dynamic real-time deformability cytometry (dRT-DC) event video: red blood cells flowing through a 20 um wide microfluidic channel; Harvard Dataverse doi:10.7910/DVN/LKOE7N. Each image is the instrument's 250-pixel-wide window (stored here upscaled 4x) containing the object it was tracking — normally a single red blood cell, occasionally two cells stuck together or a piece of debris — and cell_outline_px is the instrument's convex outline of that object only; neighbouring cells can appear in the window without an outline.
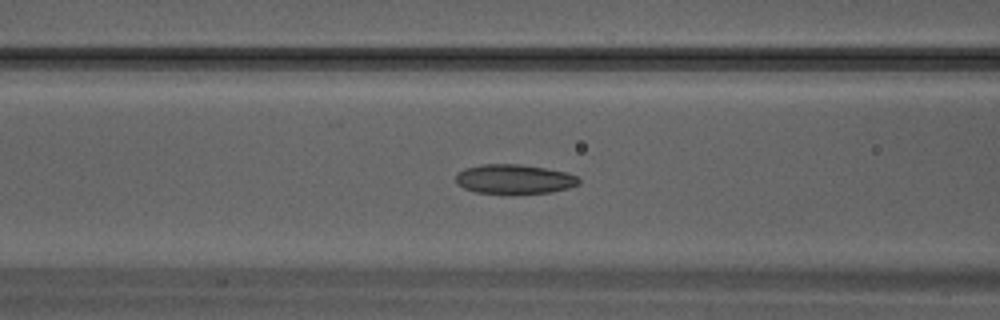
{"species": "Egyptian fruit bat (a non-hibernating species)", "species_latin": "Rousettus aegyptiacus", "temperature_condition": "warm", "stored_images_in_passage": 30, "camera_frame_rate_fps": 3000, "um_per_image_px": 0.085, "animal": {"sex": "male"}, "frame": {"image": 1, "passage_image": 10, "time_ms": 3.0, "image_size_px": [1000, 320], "cell_outline_px": [[580, 184], [568, 188], [552, 192], [512, 196], [476, 192], [464, 188], [456, 184], [456, 172], [464, 168], [480, 164], [520, 164], [544, 168], [564, 172], [576, 176], [580, 180]], "centroid_in_image_um": [43.67, 15.26], "position_along_channel_um": 122.9, "area_um2": 21.85}}
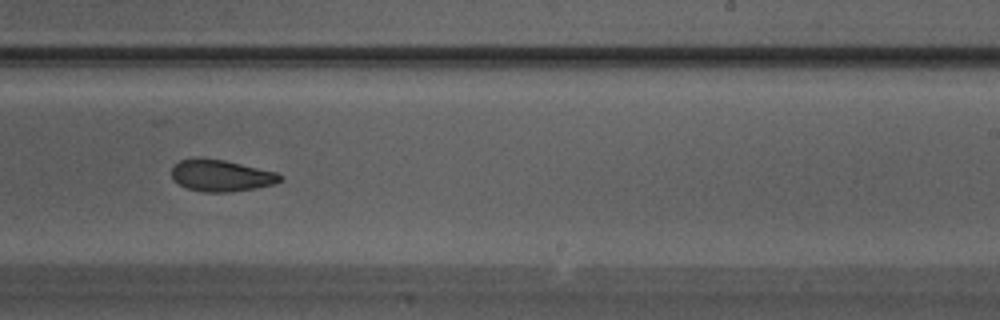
{"frame": {"image": 2, "passage_image": 17, "time_ms": 5.333, "image_size_px": [1000, 320], "cell_outline_px": [[284, 180], [272, 184], [256, 188], [228, 192], [204, 192], [188, 188], [180, 184], [172, 176], [172, 164], [180, 160], [192, 156], [200, 156], [224, 160], [276, 172], [284, 176]], "centroid_in_image_um": [18.78, 14.89], "position_along_channel_um": 270.2, "area_um2": 20.23}}
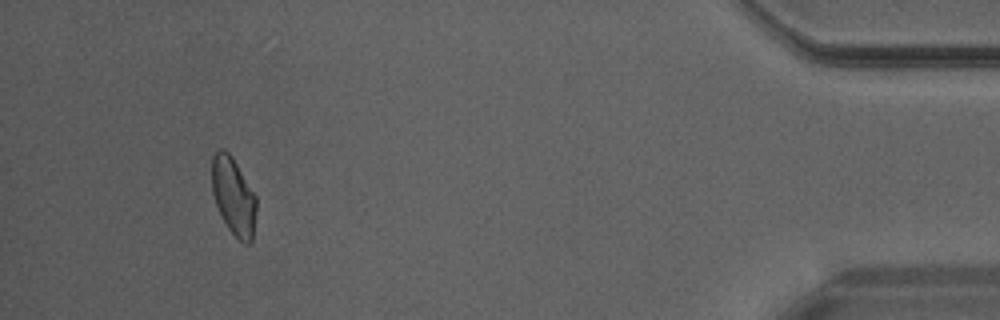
{"frame": {"image": 3, "passage_image": 27, "time_ms": 8.667, "image_size_px": [1000, 320], "cell_outline_px": [[256, 208], [252, 240], [248, 244], [244, 244], [228, 228], [216, 204], [212, 192], [212, 156], [220, 148], [224, 148], [232, 156], [256, 196]], "centroid_in_image_um": [19.84, 16.65], "position_along_channel_um": 415.4, "area_um2": 19.88}}